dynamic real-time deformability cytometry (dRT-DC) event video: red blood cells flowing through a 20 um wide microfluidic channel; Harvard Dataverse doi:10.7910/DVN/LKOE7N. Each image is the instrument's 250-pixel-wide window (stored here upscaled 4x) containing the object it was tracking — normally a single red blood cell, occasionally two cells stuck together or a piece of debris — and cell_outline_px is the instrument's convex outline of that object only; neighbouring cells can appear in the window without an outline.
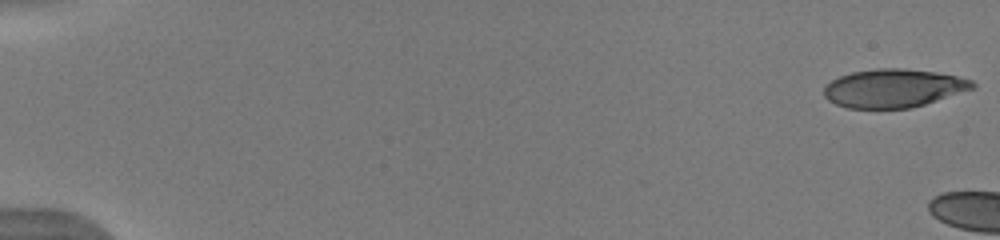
{"species": "human", "species_latin": "Homo sapiens", "temperature_condition": "warm", "stored_images_in_passage": 16, "camera_frame_rate_fps": 3000, "um_per_image_px": 0.085, "donor": {"sex": "male"}, "frame": {"image": 1, "passage_image": 1, "time_ms": 0.0, "image_size_px": [1000, 240], "cell_outline_px": [[976, 88], [912, 108], [848, 108], [836, 104], [828, 100], [824, 96], [824, 88], [832, 80], [840, 76], [852, 72], [876, 68], [904, 68], [936, 72], [956, 76], [972, 80], [976, 84]], "centroid_in_image_um": [75.97, 7.49], "position_along_channel_um": 9.0, "area_um2": 33.23}}
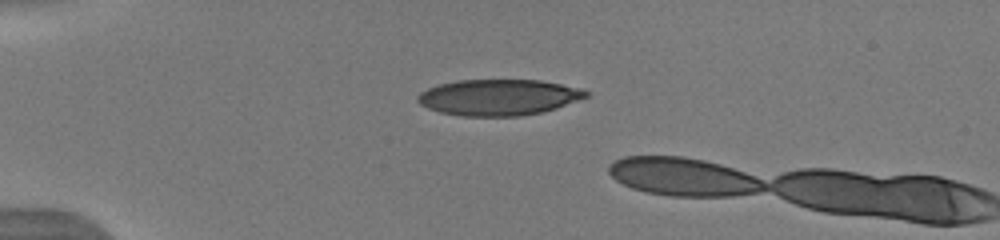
{"frame": {"image": 2, "passage_image": 14, "time_ms": 4.333, "image_size_px": [1000, 240], "cell_outline_px": [[588, 96], [556, 108], [540, 112], [520, 116], [460, 116], [440, 112], [428, 108], [420, 104], [416, 100], [416, 96], [420, 92], [428, 88], [440, 84], [456, 80], [540, 80], [584, 88], [588, 92]], "centroid_in_image_um": [42.37, 8.27], "position_along_channel_um": 42.6, "area_um2": 35.43}}